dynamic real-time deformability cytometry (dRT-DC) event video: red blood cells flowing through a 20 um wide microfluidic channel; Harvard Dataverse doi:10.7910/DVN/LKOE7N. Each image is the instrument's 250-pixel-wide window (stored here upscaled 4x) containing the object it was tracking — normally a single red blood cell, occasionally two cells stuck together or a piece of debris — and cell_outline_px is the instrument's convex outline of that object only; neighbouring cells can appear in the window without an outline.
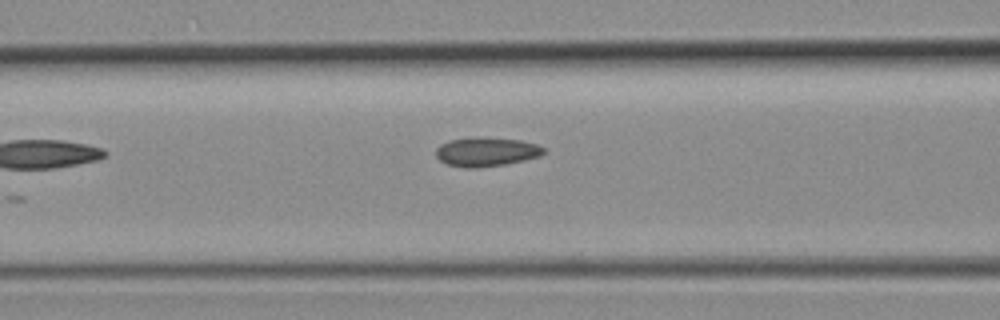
{"species": "common noctule bat (a hibernating species)", "species_latin": "Nyctalus noctula", "temperature_condition": "room temperature", "stored_images_in_passage": 6, "camera_frame_rate_fps": 3000, "um_per_image_px": 0.085, "animal": {"sex": "female", "body_mass_g": 19.3, "forearm_length_mm": 54.1}, "frame": {"image": 1, "passage_image": 6, "time_ms": 1.667, "image_size_px": [1000, 320], "cell_outline_px": [[544, 152], [540, 156], [524, 160], [504, 164], [476, 168], [464, 168], [448, 164], [440, 160], [436, 156], [436, 148], [440, 144], [448, 140], [520, 140], [536, 144], [544, 148]], "centroid_in_image_um": [41.32, 12.96], "position_along_channel_um": 125.3, "area_um2": 17.28}}